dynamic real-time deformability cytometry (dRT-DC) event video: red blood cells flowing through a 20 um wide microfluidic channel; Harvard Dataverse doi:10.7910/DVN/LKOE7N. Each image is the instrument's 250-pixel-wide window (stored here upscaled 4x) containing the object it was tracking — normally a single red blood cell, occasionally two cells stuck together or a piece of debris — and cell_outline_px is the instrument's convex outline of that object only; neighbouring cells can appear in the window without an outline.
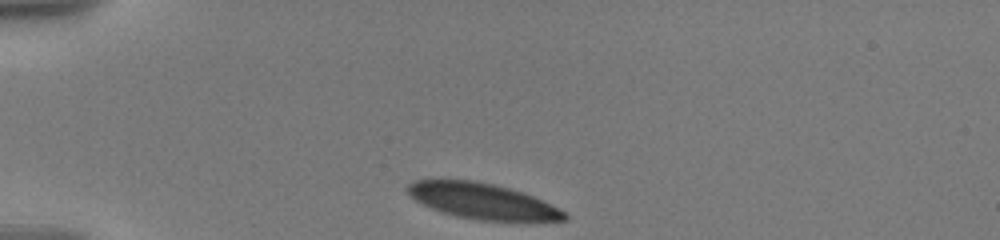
{"species": "human", "species_latin": "Homo sapiens", "temperature_condition": "warm", "stored_images_in_passage": 45, "camera_frame_rate_fps": 3000, "um_per_image_px": 0.085, "donor": {"sex": "male"}, "frame": {"image": 1, "passage_image": 1, "time_ms": 0.0, "image_size_px": [1000, 240], "cell_outline_px": [[568, 220], [480, 220], [456, 216], [432, 208], [416, 200], [404, 188], [408, 184], [416, 180], [472, 180], [492, 184], [508, 188], [532, 196], [564, 212], [568, 216]], "centroid_in_image_um": [40.94, 17.08], "position_along_channel_um": 44.1, "area_um2": 31.67}}
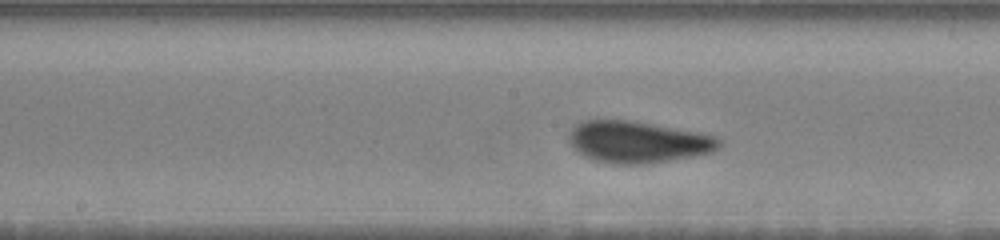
{"frame": {"image": 2, "passage_image": 21, "time_ms": 5.333, "image_size_px": [1000, 240], "cell_outline_px": [[720, 144], [712, 152], [668, 160], [644, 164], [612, 164], [596, 160], [584, 156], [576, 152], [568, 140], [568, 132], [580, 120], [628, 120], [652, 124], [696, 132], [716, 136], [720, 140]], "centroid_in_image_um": [54.13, 12.06], "position_along_channel_um": 194.1, "area_um2": 36.18}}
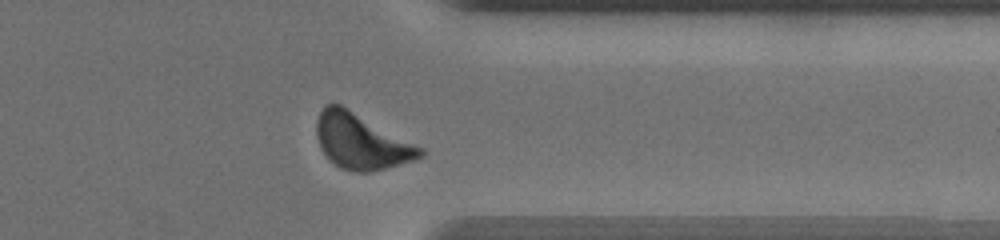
{"frame": {"image": 3, "passage_image": 39, "time_ms": 10.667, "image_size_px": [1000, 240], "cell_outline_px": [[424, 156], [412, 160], [372, 172], [356, 172], [340, 168], [328, 160], [320, 148], [316, 136], [316, 120], [324, 104], [340, 104], [424, 148]], "centroid_in_image_um": [30.67, 12.03], "position_along_channel_um": 380.7, "area_um2": 33.47}, "authors_computed_cell_mechanics": {"area_um2": 34.0442, "velocity_mm_per_s": 3.5331, "shape_relaxation_time_tau1_ms": 3.3269, "shape_relaxation_time_tau2_ms": null, "deformation_change_tau1": 0.146, "deformation_change_tau2": null}}